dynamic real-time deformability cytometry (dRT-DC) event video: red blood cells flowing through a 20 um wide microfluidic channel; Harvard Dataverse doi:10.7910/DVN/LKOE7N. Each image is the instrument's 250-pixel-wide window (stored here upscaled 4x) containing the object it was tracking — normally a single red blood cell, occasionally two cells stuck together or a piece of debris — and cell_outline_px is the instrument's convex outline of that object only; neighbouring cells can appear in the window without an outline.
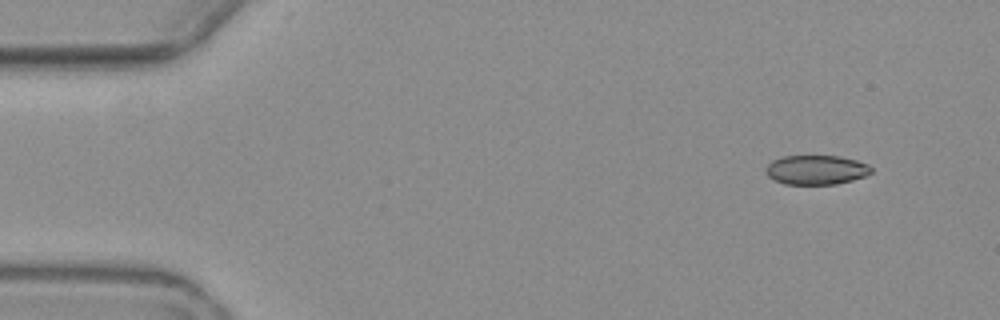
{"species": "common noctule bat (a hibernating species)", "species_latin": "Nyctalus noctula", "temperature_condition": "warm", "stored_images_in_passage": 3, "camera_frame_rate_fps": 3000, "um_per_image_px": 0.085, "animal": {"sex": "female", "body_mass_g": 19.3, "forearm_length_mm": 54.1}, "frame": {"image": 1, "passage_image": 1, "time_ms": 0.0, "image_size_px": [1000, 320], "cell_outline_px": [[872, 172], [864, 176], [852, 180], [836, 184], [784, 184], [768, 176], [764, 168], [772, 160], [784, 156], [840, 156], [856, 160], [868, 164], [872, 168]], "centroid_in_image_um": [69.37, 14.43], "position_along_channel_um": 15.6, "area_um2": 18.03}}